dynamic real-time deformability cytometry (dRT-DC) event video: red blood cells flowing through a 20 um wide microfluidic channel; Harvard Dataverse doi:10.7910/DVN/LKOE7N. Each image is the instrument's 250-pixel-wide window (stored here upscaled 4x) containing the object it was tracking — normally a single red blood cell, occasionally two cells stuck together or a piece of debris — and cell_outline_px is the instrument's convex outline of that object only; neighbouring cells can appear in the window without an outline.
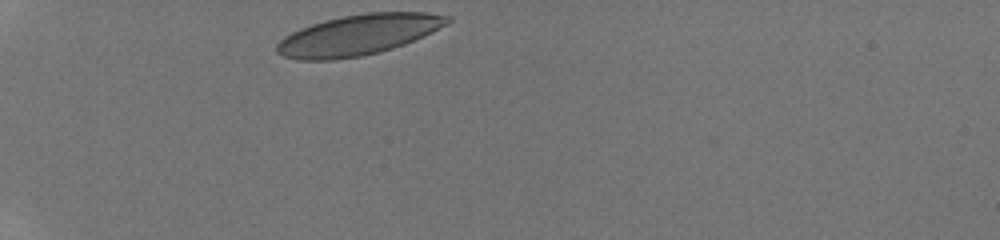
{"species": "human", "species_latin": "Homo sapiens", "temperature_condition": "room temperature", "stored_images_in_passage": 30, "camera_frame_rate_fps": 3000, "um_per_image_px": 0.085, "donor": {"sex": "male"}, "frame": {"image": 1, "passage_image": 1, "time_ms": 0.0, "image_size_px": [1000, 240], "cell_outline_px": [[452, 20], [448, 24], [424, 36], [404, 44], [380, 52], [360, 56], [332, 60], [300, 60], [284, 56], [276, 52], [276, 44], [284, 36], [300, 28], [324, 20], [364, 12], [424, 12], [452, 16]], "centroid_in_image_um": [30.47, 2.96], "position_along_channel_um": 54.5, "area_um2": 40.34}}
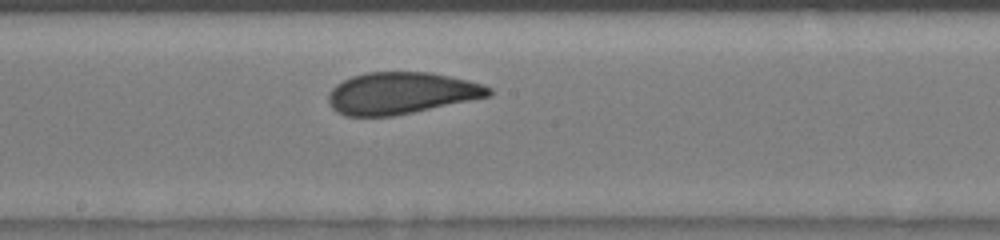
{"frame": {"image": 2, "passage_image": 15, "time_ms": 4.667, "image_size_px": [1000, 240], "cell_outline_px": [[492, 96], [392, 116], [344, 116], [336, 112], [332, 108], [328, 100], [328, 92], [336, 84], [352, 76], [368, 72], [428, 72], [468, 80], [484, 84], [492, 88]], "centroid_in_image_um": [34.09, 7.92], "position_along_channel_um": 214.1, "area_um2": 39.07}}
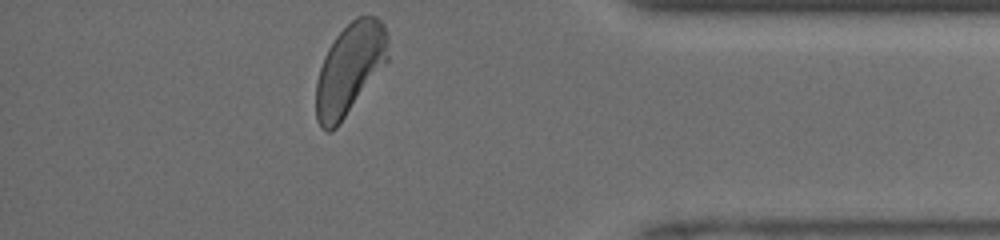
{"frame": {"image": 3, "passage_image": 30, "time_ms": 9.667, "image_size_px": [1000, 240], "cell_outline_px": [[388, 60], [340, 124], [332, 132], [324, 132], [320, 128], [316, 120], [316, 80], [324, 56], [328, 48], [336, 36], [356, 16], [376, 16], [384, 24], [388, 32]], "centroid_in_image_um": [29.72, 5.87], "position_along_channel_um": 405.5, "area_um2": 38.38}, "authors_computed_cell_mechanics": {"area_um2": 39.3329, "velocity_mm_per_s": 4.2027, "shape_relaxation_time_tau1_ms": 3.6474, "shape_relaxation_time_tau2_ms": 0.6282, "deformation_change_tau1": 0.1348, "deformation_change_tau2": 0.052}}